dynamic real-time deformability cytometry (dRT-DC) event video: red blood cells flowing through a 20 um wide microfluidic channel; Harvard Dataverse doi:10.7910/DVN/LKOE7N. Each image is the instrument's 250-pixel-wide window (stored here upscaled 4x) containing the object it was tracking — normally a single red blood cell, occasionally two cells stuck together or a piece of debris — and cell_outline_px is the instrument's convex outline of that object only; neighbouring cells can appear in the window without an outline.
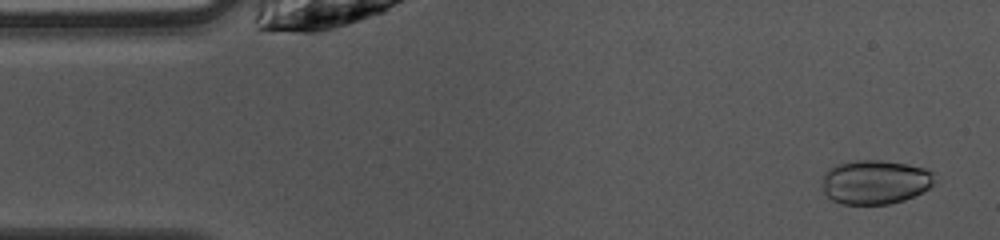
{"species": "common noctule bat (a hibernating species)", "species_latin": "Nyctalus noctula", "temperature_condition": "warm", "stored_images_in_passage": 47, "camera_frame_rate_fps": 3000, "um_per_image_px": 0.085, "animal": {"sex": "female", "body_mass_g": 10.0, "forearm_length_mm": 53.1}, "frame": {"image": 1, "passage_image": 2, "time_ms": 0.333, "image_size_px": [1000, 240], "cell_outline_px": [[936, 180], [924, 192], [904, 200], [888, 204], [840, 204], [832, 200], [824, 192], [824, 172], [828, 168], [836, 164], [856, 160], [880, 160], [908, 164], [924, 168], [932, 172]], "centroid_in_image_um": [74.4, 15.47], "position_along_channel_um": 10.6, "area_um2": 29.02}}
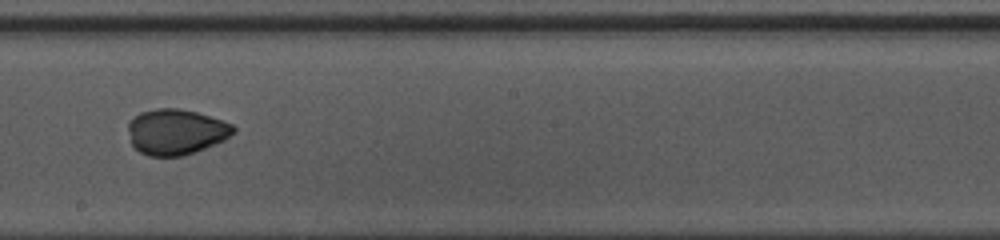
{"frame": {"image": 2, "passage_image": 25, "time_ms": 8.0, "image_size_px": [1000, 240], "cell_outline_px": [[236, 132], [224, 140], [184, 156], [148, 156], [140, 152], [132, 144], [128, 128], [128, 124], [140, 112], [156, 108], [180, 108], [196, 112], [224, 120], [232, 124], [236, 128]], "centroid_in_image_um": [14.99, 11.2], "position_along_channel_um": 233.2, "area_um2": 27.98}}
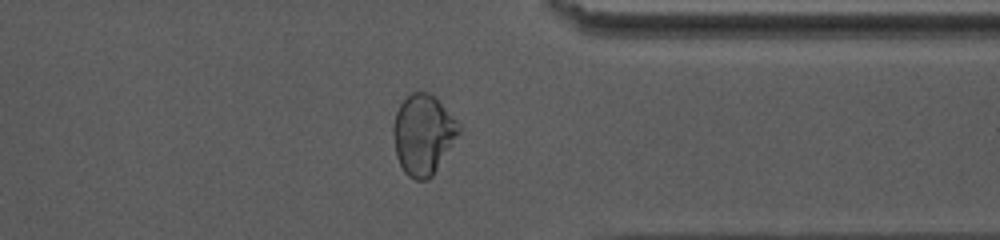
{"frame": {"image": 3, "passage_image": 36, "time_ms": 11.667, "image_size_px": [1000, 240], "cell_outline_px": [[460, 132], [432, 176], [428, 180], [416, 180], [408, 176], [404, 172], [396, 156], [392, 132], [392, 124], [396, 112], [400, 104], [412, 92], [428, 92], [436, 96], [460, 124]], "centroid_in_image_um": [35.95, 11.42], "position_along_channel_um": 375.4, "area_um2": 30.69}, "authors_computed_cell_mechanics": {"area_um2": 29.0156, "velocity_mm_per_s": 4.0623, "shape_relaxation_time_tau1_ms": 9.9378, "shape_relaxation_time_tau2_ms": 1.9551, "deformation_change_tau1": 0.1948, "deformation_change_tau2": 0.0534}}